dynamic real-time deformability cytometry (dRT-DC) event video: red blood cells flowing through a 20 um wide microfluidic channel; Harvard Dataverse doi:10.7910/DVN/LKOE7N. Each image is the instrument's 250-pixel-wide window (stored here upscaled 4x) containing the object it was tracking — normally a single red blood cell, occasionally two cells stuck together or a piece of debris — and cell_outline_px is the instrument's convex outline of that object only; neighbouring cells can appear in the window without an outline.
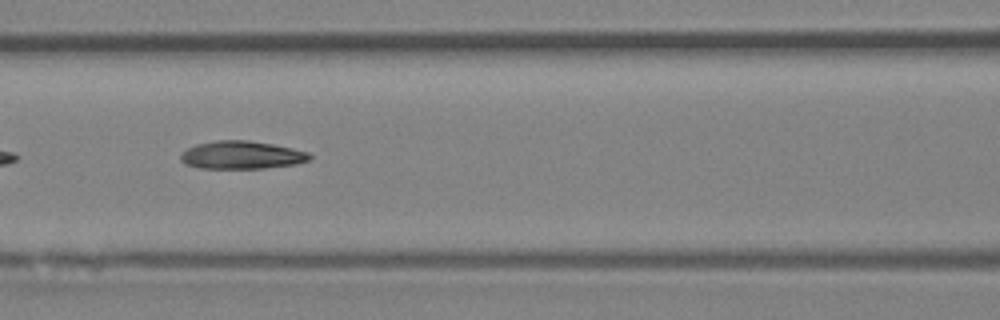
{"species": "Egyptian fruit bat (a non-hibernating species)", "species_latin": "Rousettus aegyptiacus", "temperature_condition": "room temperature", "stored_images_in_passage": 6, "camera_frame_rate_fps": 3000, "um_per_image_px": 0.085, "animal": {"sex": "female"}, "frame": {"image": 1, "passage_image": 6, "time_ms": 5.667, "image_size_px": [1000, 320], "cell_outline_px": [[312, 156], [308, 160], [296, 164], [264, 168], [200, 168], [184, 164], [180, 160], [180, 152], [196, 144], [216, 140], [248, 140], [272, 144], [292, 148], [308, 152]], "centroid_in_image_um": [20.5, 13.17], "position_along_channel_um": 146.1, "area_um2": 21.04}}